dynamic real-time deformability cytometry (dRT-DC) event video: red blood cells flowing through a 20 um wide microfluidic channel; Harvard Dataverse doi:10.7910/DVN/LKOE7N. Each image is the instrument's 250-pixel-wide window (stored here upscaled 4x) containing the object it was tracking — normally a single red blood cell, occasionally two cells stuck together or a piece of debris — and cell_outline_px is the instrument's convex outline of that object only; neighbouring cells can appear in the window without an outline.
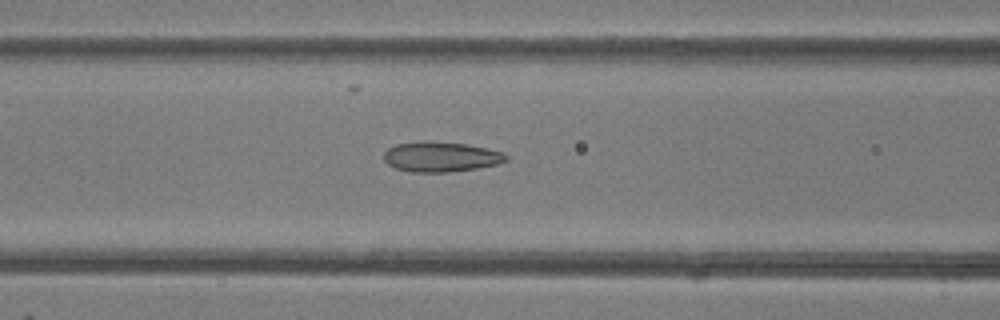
{"species": "common noctule bat (a hibernating species)", "species_latin": "Nyctalus noctula", "temperature_condition": "room temperature", "stored_images_in_passage": 48, "camera_frame_rate_fps": 3000, "um_per_image_px": 0.085, "animal": {"sex": "female"}, "frame": {"image": 1, "passage_image": 20, "time_ms": 6.333, "image_size_px": [1000, 320], "cell_outline_px": [[508, 160], [500, 164], [476, 168], [448, 172], [408, 172], [396, 168], [388, 164], [384, 160], [384, 152], [388, 148], [396, 144], [428, 140], [468, 144], [488, 148], [504, 152], [508, 156]], "centroid_in_image_um": [37.5, 13.32], "position_along_channel_um": 129.1, "area_um2": 21.73}}
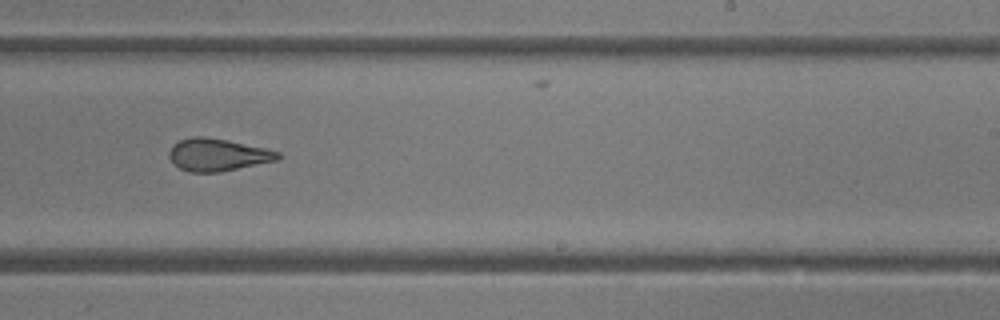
{"frame": {"image": 2, "passage_image": 30, "time_ms": 9.667, "image_size_px": [1000, 320], "cell_outline_px": [[280, 156], [276, 160], [220, 172], [188, 172], [180, 168], [168, 156], [168, 152], [172, 144], [180, 140], [192, 136], [204, 136], [228, 140], [264, 148], [280, 152]], "centroid_in_image_um": [18.46, 13.14], "position_along_channel_um": 270.5, "area_um2": 20.4}}
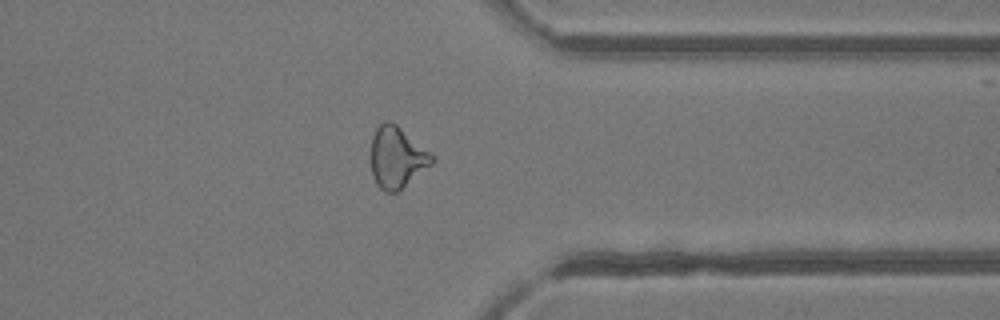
{"frame": {"image": 3, "passage_image": 38, "time_ms": 12.333, "image_size_px": [1000, 320], "cell_outline_px": [[436, 160], [432, 164], [396, 192], [384, 192], [376, 184], [372, 176], [372, 136], [376, 128], [384, 120], [392, 120], [432, 152], [436, 156]], "centroid_in_image_um": [33.77, 13.34], "position_along_channel_um": 377.6, "area_um2": 22.02}, "authors_computed_cell_mechanics": {"area_um2": 22.5709, "velocity_mm_per_s": 4.2462, "shape_relaxation_time_tau1_ms": 7.2301, "shape_relaxation_time_tau2_ms": 1.5198, "deformation_change_tau1": 0.1887, "deformation_change_tau2": 0.0892}}